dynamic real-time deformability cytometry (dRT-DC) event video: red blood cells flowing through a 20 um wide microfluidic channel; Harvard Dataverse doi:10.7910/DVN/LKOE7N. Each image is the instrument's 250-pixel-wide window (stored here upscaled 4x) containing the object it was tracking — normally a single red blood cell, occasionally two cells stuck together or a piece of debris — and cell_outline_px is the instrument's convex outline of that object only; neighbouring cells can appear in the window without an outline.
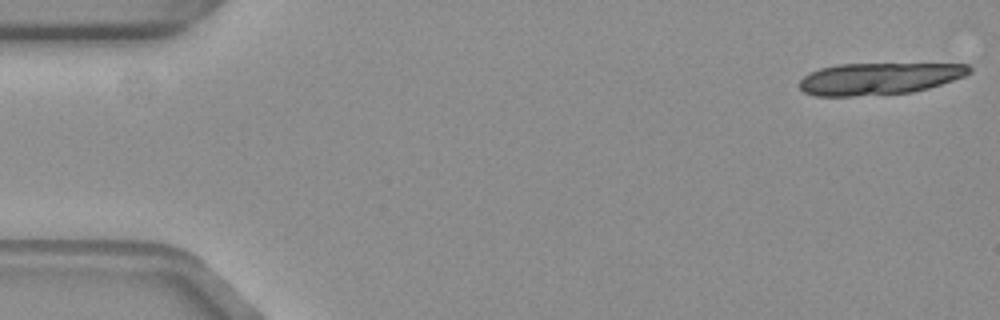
{"species": "common noctule bat (a hibernating species)", "species_latin": "Nyctalus noctula", "temperature_condition": "warm", "stored_images_in_passage": 17, "camera_frame_rate_fps": 3000, "um_per_image_px": 0.085, "animal": {"sex": "female", "body_mass_g": 19.3, "forearm_length_mm": 54.1}, "frame": {"image": 1, "passage_image": 1, "time_ms": 0.0, "image_size_px": [1000, 320], "cell_outline_px": [[968, 72], [960, 76], [924, 88], [908, 92], [844, 96], [824, 96], [808, 92], [800, 88], [800, 84], [808, 76], [824, 68], [848, 64], [964, 64], [968, 68]], "centroid_in_image_um": [74.7, 6.67], "position_along_channel_um": 10.3, "area_um2": 29.48}}